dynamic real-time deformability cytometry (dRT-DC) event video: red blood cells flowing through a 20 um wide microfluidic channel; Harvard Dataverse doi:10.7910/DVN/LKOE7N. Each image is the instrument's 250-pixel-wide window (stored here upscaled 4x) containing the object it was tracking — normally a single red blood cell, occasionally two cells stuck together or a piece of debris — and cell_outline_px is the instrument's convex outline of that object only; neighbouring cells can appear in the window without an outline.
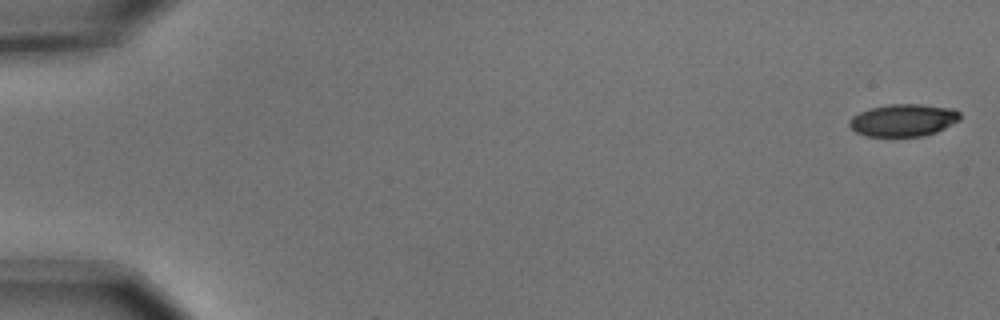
{"species": "common noctule bat (a hibernating species)", "species_latin": "Nyctalus noctula", "temperature_condition": "cold", "stored_images_in_passage": 2, "camera_frame_rate_fps": 3000, "um_per_image_px": 0.085, "animal": {"sex": "male", "body_mass_g": 15.6}, "frame": {"image": 1, "passage_image": 1, "time_ms": 0.0, "image_size_px": [1000, 320], "cell_outline_px": [[960, 120], [936, 132], [924, 136], [864, 136], [856, 132], [848, 124], [848, 120], [852, 116], [868, 108], [888, 104], [920, 104], [952, 108], [960, 112]], "centroid_in_image_um": [76.76, 10.21], "position_along_channel_um": 8.2, "area_um2": 20.98}}